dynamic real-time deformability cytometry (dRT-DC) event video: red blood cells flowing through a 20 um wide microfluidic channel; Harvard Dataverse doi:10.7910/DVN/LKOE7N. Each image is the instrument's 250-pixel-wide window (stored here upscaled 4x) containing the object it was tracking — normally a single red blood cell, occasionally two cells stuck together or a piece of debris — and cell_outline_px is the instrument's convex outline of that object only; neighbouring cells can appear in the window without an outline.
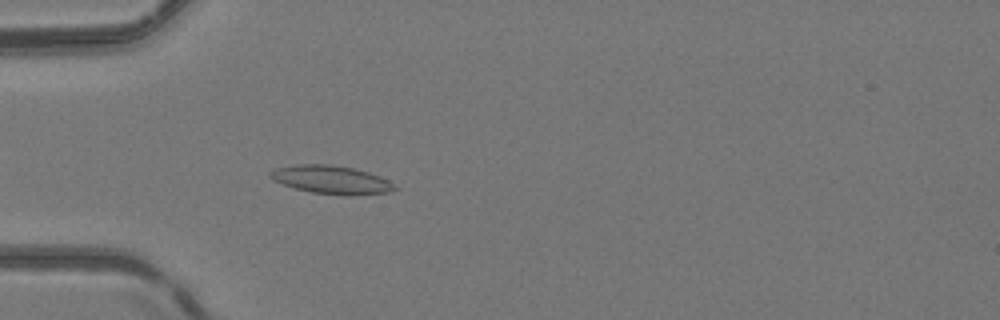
{"species": "common noctule bat (a hibernating species)", "species_latin": "Nyctalus noctula", "temperature_condition": "room temperature", "stored_images_in_passage": 52, "camera_frame_rate_fps": 3000, "um_per_image_px": 0.085, "animal": {"sex": "female", "body_mass_g": 24.6, "forearm_length_mm": 56.2}, "frame": {"image": 1, "passage_image": 17, "time_ms": 5.333, "image_size_px": [1000, 320], "cell_outline_px": [[400, 188], [388, 192], [348, 196], [344, 196], [312, 192], [296, 188], [272, 180], [268, 176], [268, 172], [276, 168], [296, 164], [328, 164], [352, 168], [368, 172], [388, 180], [396, 184]], "centroid_in_image_um": [28.17, 15.28], "position_along_channel_um": 56.8, "area_um2": 20.58}}
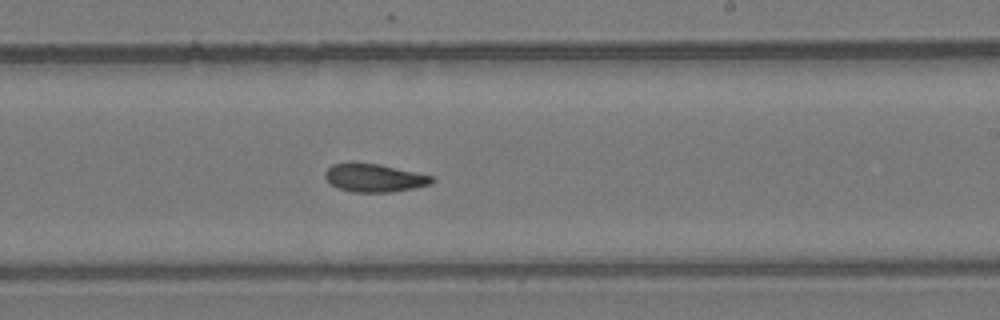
{"frame": {"image": 2, "passage_image": 32, "time_ms": 10.333, "image_size_px": [1000, 320], "cell_outline_px": [[436, 180], [432, 184], [412, 188], [388, 192], [352, 192], [336, 188], [324, 176], [324, 172], [332, 164], [348, 160], [380, 164], [432, 176]], "centroid_in_image_um": [31.76, 15.09], "position_along_channel_um": 257.2, "area_um2": 17.86}}
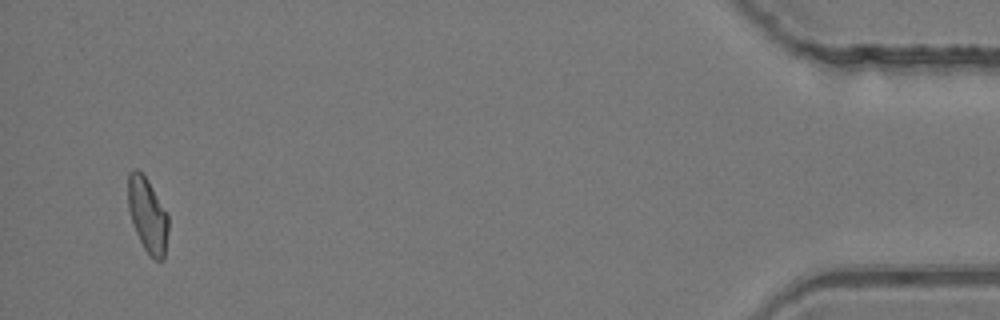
{"frame": {"image": 3, "passage_image": 50, "time_ms": 16.333, "image_size_px": [1000, 320], "cell_outline_px": [[168, 232], [164, 260], [156, 260], [144, 248], [136, 232], [128, 208], [128, 172], [132, 168], [136, 168], [148, 180], [168, 212]], "centroid_in_image_um": [12.56, 18.24], "position_along_channel_um": 422.6, "area_um2": 17.57}, "authors_computed_cell_mechanics": {"area_um2": 17.8891, "velocity_mm_per_s": 4.1407, "shape_relaxation_time_tau1_ms": null, "shape_relaxation_time_tau2_ms": 7.3109, "deformation_change_tau1": null, "deformation_change_tau2": 0.1568}}